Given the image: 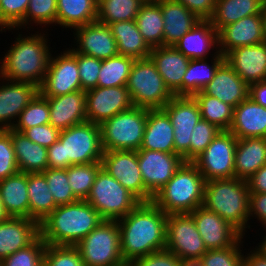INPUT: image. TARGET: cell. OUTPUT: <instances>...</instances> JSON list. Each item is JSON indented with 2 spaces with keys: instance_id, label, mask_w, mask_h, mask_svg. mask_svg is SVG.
I'll return each instance as SVG.
<instances>
[{
  "instance_id": "cell-55",
  "label": "cell",
  "mask_w": 266,
  "mask_h": 266,
  "mask_svg": "<svg viewBox=\"0 0 266 266\" xmlns=\"http://www.w3.org/2000/svg\"><path fill=\"white\" fill-rule=\"evenodd\" d=\"M127 266H181V259L164 249L132 260Z\"/></svg>"
},
{
  "instance_id": "cell-17",
  "label": "cell",
  "mask_w": 266,
  "mask_h": 266,
  "mask_svg": "<svg viewBox=\"0 0 266 266\" xmlns=\"http://www.w3.org/2000/svg\"><path fill=\"white\" fill-rule=\"evenodd\" d=\"M85 93L88 122L100 125L103 121L133 107L126 85L96 87L85 91Z\"/></svg>"
},
{
  "instance_id": "cell-56",
  "label": "cell",
  "mask_w": 266,
  "mask_h": 266,
  "mask_svg": "<svg viewBox=\"0 0 266 266\" xmlns=\"http://www.w3.org/2000/svg\"><path fill=\"white\" fill-rule=\"evenodd\" d=\"M256 219L262 227H266V193L249 194V229L252 227L251 219Z\"/></svg>"
},
{
  "instance_id": "cell-64",
  "label": "cell",
  "mask_w": 266,
  "mask_h": 266,
  "mask_svg": "<svg viewBox=\"0 0 266 266\" xmlns=\"http://www.w3.org/2000/svg\"><path fill=\"white\" fill-rule=\"evenodd\" d=\"M8 31H11L12 34H13V31H14V28H12L3 18H2V15L0 13V32H7ZM13 30V31H12Z\"/></svg>"
},
{
  "instance_id": "cell-40",
  "label": "cell",
  "mask_w": 266,
  "mask_h": 266,
  "mask_svg": "<svg viewBox=\"0 0 266 266\" xmlns=\"http://www.w3.org/2000/svg\"><path fill=\"white\" fill-rule=\"evenodd\" d=\"M193 97L199 105L203 120L214 124L221 131H229L233 120L234 108L232 106L201 91L195 93Z\"/></svg>"
},
{
  "instance_id": "cell-57",
  "label": "cell",
  "mask_w": 266,
  "mask_h": 266,
  "mask_svg": "<svg viewBox=\"0 0 266 266\" xmlns=\"http://www.w3.org/2000/svg\"><path fill=\"white\" fill-rule=\"evenodd\" d=\"M183 4L191 12L195 13L201 20H208L213 12L216 0H172Z\"/></svg>"
},
{
  "instance_id": "cell-11",
  "label": "cell",
  "mask_w": 266,
  "mask_h": 266,
  "mask_svg": "<svg viewBox=\"0 0 266 266\" xmlns=\"http://www.w3.org/2000/svg\"><path fill=\"white\" fill-rule=\"evenodd\" d=\"M237 140L230 131H220L193 161L205 182L235 177L234 157Z\"/></svg>"
},
{
  "instance_id": "cell-19",
  "label": "cell",
  "mask_w": 266,
  "mask_h": 266,
  "mask_svg": "<svg viewBox=\"0 0 266 266\" xmlns=\"http://www.w3.org/2000/svg\"><path fill=\"white\" fill-rule=\"evenodd\" d=\"M189 214L193 217L207 250L231 247L243 237L231 224L204 206L197 207Z\"/></svg>"
},
{
  "instance_id": "cell-29",
  "label": "cell",
  "mask_w": 266,
  "mask_h": 266,
  "mask_svg": "<svg viewBox=\"0 0 266 266\" xmlns=\"http://www.w3.org/2000/svg\"><path fill=\"white\" fill-rule=\"evenodd\" d=\"M142 150L175 153L174 127L163 109H147Z\"/></svg>"
},
{
  "instance_id": "cell-18",
  "label": "cell",
  "mask_w": 266,
  "mask_h": 266,
  "mask_svg": "<svg viewBox=\"0 0 266 266\" xmlns=\"http://www.w3.org/2000/svg\"><path fill=\"white\" fill-rule=\"evenodd\" d=\"M71 49L80 54L105 60L119 55L111 28L98 21L74 28Z\"/></svg>"
},
{
  "instance_id": "cell-51",
  "label": "cell",
  "mask_w": 266,
  "mask_h": 266,
  "mask_svg": "<svg viewBox=\"0 0 266 266\" xmlns=\"http://www.w3.org/2000/svg\"><path fill=\"white\" fill-rule=\"evenodd\" d=\"M221 130L214 124L201 119L190 136V162H193L212 142Z\"/></svg>"
},
{
  "instance_id": "cell-15",
  "label": "cell",
  "mask_w": 266,
  "mask_h": 266,
  "mask_svg": "<svg viewBox=\"0 0 266 266\" xmlns=\"http://www.w3.org/2000/svg\"><path fill=\"white\" fill-rule=\"evenodd\" d=\"M137 158L143 183L147 188V202H152L153 196L171 180L184 162L175 153L142 149L137 151Z\"/></svg>"
},
{
  "instance_id": "cell-28",
  "label": "cell",
  "mask_w": 266,
  "mask_h": 266,
  "mask_svg": "<svg viewBox=\"0 0 266 266\" xmlns=\"http://www.w3.org/2000/svg\"><path fill=\"white\" fill-rule=\"evenodd\" d=\"M229 131L237 139L266 138V107L248 97L234 108Z\"/></svg>"
},
{
  "instance_id": "cell-54",
  "label": "cell",
  "mask_w": 266,
  "mask_h": 266,
  "mask_svg": "<svg viewBox=\"0 0 266 266\" xmlns=\"http://www.w3.org/2000/svg\"><path fill=\"white\" fill-rule=\"evenodd\" d=\"M23 133L32 142L37 143L45 148H49L59 139L60 130L54 128L50 123L32 128L24 129Z\"/></svg>"
},
{
  "instance_id": "cell-50",
  "label": "cell",
  "mask_w": 266,
  "mask_h": 266,
  "mask_svg": "<svg viewBox=\"0 0 266 266\" xmlns=\"http://www.w3.org/2000/svg\"><path fill=\"white\" fill-rule=\"evenodd\" d=\"M77 60L81 89L87 91L97 87L102 60L74 52L66 48Z\"/></svg>"
},
{
  "instance_id": "cell-41",
  "label": "cell",
  "mask_w": 266,
  "mask_h": 266,
  "mask_svg": "<svg viewBox=\"0 0 266 266\" xmlns=\"http://www.w3.org/2000/svg\"><path fill=\"white\" fill-rule=\"evenodd\" d=\"M57 19V0H29V5L24 19L14 28L26 32L34 29L33 25L42 27L44 31L46 27L56 26ZM43 25V26H42ZM51 25V26H50ZM27 28V29H26Z\"/></svg>"
},
{
  "instance_id": "cell-21",
  "label": "cell",
  "mask_w": 266,
  "mask_h": 266,
  "mask_svg": "<svg viewBox=\"0 0 266 266\" xmlns=\"http://www.w3.org/2000/svg\"><path fill=\"white\" fill-rule=\"evenodd\" d=\"M225 60L248 85L266 80V41L233 49Z\"/></svg>"
},
{
  "instance_id": "cell-3",
  "label": "cell",
  "mask_w": 266,
  "mask_h": 266,
  "mask_svg": "<svg viewBox=\"0 0 266 266\" xmlns=\"http://www.w3.org/2000/svg\"><path fill=\"white\" fill-rule=\"evenodd\" d=\"M103 219L86 201L78 200L57 208L39 225L46 245L76 246Z\"/></svg>"
},
{
  "instance_id": "cell-48",
  "label": "cell",
  "mask_w": 266,
  "mask_h": 266,
  "mask_svg": "<svg viewBox=\"0 0 266 266\" xmlns=\"http://www.w3.org/2000/svg\"><path fill=\"white\" fill-rule=\"evenodd\" d=\"M46 243L39 235L30 245L2 260V266H42Z\"/></svg>"
},
{
  "instance_id": "cell-10",
  "label": "cell",
  "mask_w": 266,
  "mask_h": 266,
  "mask_svg": "<svg viewBox=\"0 0 266 266\" xmlns=\"http://www.w3.org/2000/svg\"><path fill=\"white\" fill-rule=\"evenodd\" d=\"M76 247L85 266H127L121 254L117 221L103 220Z\"/></svg>"
},
{
  "instance_id": "cell-32",
  "label": "cell",
  "mask_w": 266,
  "mask_h": 266,
  "mask_svg": "<svg viewBox=\"0 0 266 266\" xmlns=\"http://www.w3.org/2000/svg\"><path fill=\"white\" fill-rule=\"evenodd\" d=\"M0 194L10 217L29 218L28 173L18 171L1 180Z\"/></svg>"
},
{
  "instance_id": "cell-22",
  "label": "cell",
  "mask_w": 266,
  "mask_h": 266,
  "mask_svg": "<svg viewBox=\"0 0 266 266\" xmlns=\"http://www.w3.org/2000/svg\"><path fill=\"white\" fill-rule=\"evenodd\" d=\"M218 40L219 51L224 56L238 47L265 42L261 14L246 16L221 28Z\"/></svg>"
},
{
  "instance_id": "cell-42",
  "label": "cell",
  "mask_w": 266,
  "mask_h": 266,
  "mask_svg": "<svg viewBox=\"0 0 266 266\" xmlns=\"http://www.w3.org/2000/svg\"><path fill=\"white\" fill-rule=\"evenodd\" d=\"M144 3L141 0H98L97 21L110 25L135 20Z\"/></svg>"
},
{
  "instance_id": "cell-45",
  "label": "cell",
  "mask_w": 266,
  "mask_h": 266,
  "mask_svg": "<svg viewBox=\"0 0 266 266\" xmlns=\"http://www.w3.org/2000/svg\"><path fill=\"white\" fill-rule=\"evenodd\" d=\"M43 124H49V105L48 100L38 93L21 111L11 129L22 132L24 129Z\"/></svg>"
},
{
  "instance_id": "cell-13",
  "label": "cell",
  "mask_w": 266,
  "mask_h": 266,
  "mask_svg": "<svg viewBox=\"0 0 266 266\" xmlns=\"http://www.w3.org/2000/svg\"><path fill=\"white\" fill-rule=\"evenodd\" d=\"M174 127L175 154L184 162H190V136L202 119L199 105L193 96H173L162 108Z\"/></svg>"
},
{
  "instance_id": "cell-14",
  "label": "cell",
  "mask_w": 266,
  "mask_h": 266,
  "mask_svg": "<svg viewBox=\"0 0 266 266\" xmlns=\"http://www.w3.org/2000/svg\"><path fill=\"white\" fill-rule=\"evenodd\" d=\"M80 90L82 89L76 58L67 49L55 55L51 53L39 93L44 97H56Z\"/></svg>"
},
{
  "instance_id": "cell-27",
  "label": "cell",
  "mask_w": 266,
  "mask_h": 266,
  "mask_svg": "<svg viewBox=\"0 0 266 266\" xmlns=\"http://www.w3.org/2000/svg\"><path fill=\"white\" fill-rule=\"evenodd\" d=\"M39 235V224L30 218L10 217L0 223V260L27 247Z\"/></svg>"
},
{
  "instance_id": "cell-61",
  "label": "cell",
  "mask_w": 266,
  "mask_h": 266,
  "mask_svg": "<svg viewBox=\"0 0 266 266\" xmlns=\"http://www.w3.org/2000/svg\"><path fill=\"white\" fill-rule=\"evenodd\" d=\"M266 232V227H264V229ZM264 237V238H263ZM262 240H260V242L255 246V250L257 252H259L262 256L266 257V233L264 236H262L261 238Z\"/></svg>"
},
{
  "instance_id": "cell-20",
  "label": "cell",
  "mask_w": 266,
  "mask_h": 266,
  "mask_svg": "<svg viewBox=\"0 0 266 266\" xmlns=\"http://www.w3.org/2000/svg\"><path fill=\"white\" fill-rule=\"evenodd\" d=\"M38 93L39 87L35 84L0 76V129H11L21 111Z\"/></svg>"
},
{
  "instance_id": "cell-6",
  "label": "cell",
  "mask_w": 266,
  "mask_h": 266,
  "mask_svg": "<svg viewBox=\"0 0 266 266\" xmlns=\"http://www.w3.org/2000/svg\"><path fill=\"white\" fill-rule=\"evenodd\" d=\"M205 179L193 162H183L171 180L153 196L165 214L191 213L203 206Z\"/></svg>"
},
{
  "instance_id": "cell-8",
  "label": "cell",
  "mask_w": 266,
  "mask_h": 266,
  "mask_svg": "<svg viewBox=\"0 0 266 266\" xmlns=\"http://www.w3.org/2000/svg\"><path fill=\"white\" fill-rule=\"evenodd\" d=\"M126 87L134 107L162 109L174 96L150 57L135 60Z\"/></svg>"
},
{
  "instance_id": "cell-38",
  "label": "cell",
  "mask_w": 266,
  "mask_h": 266,
  "mask_svg": "<svg viewBox=\"0 0 266 266\" xmlns=\"http://www.w3.org/2000/svg\"><path fill=\"white\" fill-rule=\"evenodd\" d=\"M224 61V55L213 56L212 59H191L182 80V96H193L202 91Z\"/></svg>"
},
{
  "instance_id": "cell-62",
  "label": "cell",
  "mask_w": 266,
  "mask_h": 266,
  "mask_svg": "<svg viewBox=\"0 0 266 266\" xmlns=\"http://www.w3.org/2000/svg\"><path fill=\"white\" fill-rule=\"evenodd\" d=\"M181 266H203L200 259H181Z\"/></svg>"
},
{
  "instance_id": "cell-49",
  "label": "cell",
  "mask_w": 266,
  "mask_h": 266,
  "mask_svg": "<svg viewBox=\"0 0 266 266\" xmlns=\"http://www.w3.org/2000/svg\"><path fill=\"white\" fill-rule=\"evenodd\" d=\"M44 266H85L76 246L46 245Z\"/></svg>"
},
{
  "instance_id": "cell-52",
  "label": "cell",
  "mask_w": 266,
  "mask_h": 266,
  "mask_svg": "<svg viewBox=\"0 0 266 266\" xmlns=\"http://www.w3.org/2000/svg\"><path fill=\"white\" fill-rule=\"evenodd\" d=\"M18 171L10 129H0V181Z\"/></svg>"
},
{
  "instance_id": "cell-39",
  "label": "cell",
  "mask_w": 266,
  "mask_h": 266,
  "mask_svg": "<svg viewBox=\"0 0 266 266\" xmlns=\"http://www.w3.org/2000/svg\"><path fill=\"white\" fill-rule=\"evenodd\" d=\"M135 22L145 42L151 49L163 46L164 21L161 7L158 3L143 4L135 18Z\"/></svg>"
},
{
  "instance_id": "cell-63",
  "label": "cell",
  "mask_w": 266,
  "mask_h": 266,
  "mask_svg": "<svg viewBox=\"0 0 266 266\" xmlns=\"http://www.w3.org/2000/svg\"><path fill=\"white\" fill-rule=\"evenodd\" d=\"M10 218V215L5 210V207L3 206L2 197L0 194V223L7 221Z\"/></svg>"
},
{
  "instance_id": "cell-2",
  "label": "cell",
  "mask_w": 266,
  "mask_h": 266,
  "mask_svg": "<svg viewBox=\"0 0 266 266\" xmlns=\"http://www.w3.org/2000/svg\"><path fill=\"white\" fill-rule=\"evenodd\" d=\"M47 30L49 29L41 32L38 29L35 33H26L27 36L22 34V30L17 32L9 50L0 57V76L40 87L46 76L51 53L54 52L50 47L51 42H48L51 39L49 35L52 34H48Z\"/></svg>"
},
{
  "instance_id": "cell-43",
  "label": "cell",
  "mask_w": 266,
  "mask_h": 266,
  "mask_svg": "<svg viewBox=\"0 0 266 266\" xmlns=\"http://www.w3.org/2000/svg\"><path fill=\"white\" fill-rule=\"evenodd\" d=\"M134 62L133 58L122 55L102 60L97 87L125 86Z\"/></svg>"
},
{
  "instance_id": "cell-36",
  "label": "cell",
  "mask_w": 266,
  "mask_h": 266,
  "mask_svg": "<svg viewBox=\"0 0 266 266\" xmlns=\"http://www.w3.org/2000/svg\"><path fill=\"white\" fill-rule=\"evenodd\" d=\"M265 0H216L214 12L208 19L219 31L226 25L255 14H261Z\"/></svg>"
},
{
  "instance_id": "cell-23",
  "label": "cell",
  "mask_w": 266,
  "mask_h": 266,
  "mask_svg": "<svg viewBox=\"0 0 266 266\" xmlns=\"http://www.w3.org/2000/svg\"><path fill=\"white\" fill-rule=\"evenodd\" d=\"M174 47L190 60L222 55L219 51L218 31L209 20L198 22L174 44Z\"/></svg>"
},
{
  "instance_id": "cell-35",
  "label": "cell",
  "mask_w": 266,
  "mask_h": 266,
  "mask_svg": "<svg viewBox=\"0 0 266 266\" xmlns=\"http://www.w3.org/2000/svg\"><path fill=\"white\" fill-rule=\"evenodd\" d=\"M98 0H57L56 26L71 31L97 21Z\"/></svg>"
},
{
  "instance_id": "cell-65",
  "label": "cell",
  "mask_w": 266,
  "mask_h": 266,
  "mask_svg": "<svg viewBox=\"0 0 266 266\" xmlns=\"http://www.w3.org/2000/svg\"><path fill=\"white\" fill-rule=\"evenodd\" d=\"M261 17H262V22H263L264 38L266 41V0L263 4L262 10H261Z\"/></svg>"
},
{
  "instance_id": "cell-66",
  "label": "cell",
  "mask_w": 266,
  "mask_h": 266,
  "mask_svg": "<svg viewBox=\"0 0 266 266\" xmlns=\"http://www.w3.org/2000/svg\"><path fill=\"white\" fill-rule=\"evenodd\" d=\"M144 4H147V3H159L160 1L162 0H141Z\"/></svg>"
},
{
  "instance_id": "cell-37",
  "label": "cell",
  "mask_w": 266,
  "mask_h": 266,
  "mask_svg": "<svg viewBox=\"0 0 266 266\" xmlns=\"http://www.w3.org/2000/svg\"><path fill=\"white\" fill-rule=\"evenodd\" d=\"M29 218L39 225L57 208L42 172L28 173Z\"/></svg>"
},
{
  "instance_id": "cell-34",
  "label": "cell",
  "mask_w": 266,
  "mask_h": 266,
  "mask_svg": "<svg viewBox=\"0 0 266 266\" xmlns=\"http://www.w3.org/2000/svg\"><path fill=\"white\" fill-rule=\"evenodd\" d=\"M117 43L118 53L134 60L150 56L151 48L141 35L135 20L119 21L109 25Z\"/></svg>"
},
{
  "instance_id": "cell-59",
  "label": "cell",
  "mask_w": 266,
  "mask_h": 266,
  "mask_svg": "<svg viewBox=\"0 0 266 266\" xmlns=\"http://www.w3.org/2000/svg\"><path fill=\"white\" fill-rule=\"evenodd\" d=\"M249 97L259 105L266 107V80L250 84Z\"/></svg>"
},
{
  "instance_id": "cell-16",
  "label": "cell",
  "mask_w": 266,
  "mask_h": 266,
  "mask_svg": "<svg viewBox=\"0 0 266 266\" xmlns=\"http://www.w3.org/2000/svg\"><path fill=\"white\" fill-rule=\"evenodd\" d=\"M102 168L141 202H147V188L138 165L137 151H104Z\"/></svg>"
},
{
  "instance_id": "cell-44",
  "label": "cell",
  "mask_w": 266,
  "mask_h": 266,
  "mask_svg": "<svg viewBox=\"0 0 266 266\" xmlns=\"http://www.w3.org/2000/svg\"><path fill=\"white\" fill-rule=\"evenodd\" d=\"M102 162L71 165L67 168L70 188L78 200H86L94 184Z\"/></svg>"
},
{
  "instance_id": "cell-7",
  "label": "cell",
  "mask_w": 266,
  "mask_h": 266,
  "mask_svg": "<svg viewBox=\"0 0 266 266\" xmlns=\"http://www.w3.org/2000/svg\"><path fill=\"white\" fill-rule=\"evenodd\" d=\"M147 108L132 107L100 124L103 151H138L143 142Z\"/></svg>"
},
{
  "instance_id": "cell-1",
  "label": "cell",
  "mask_w": 266,
  "mask_h": 266,
  "mask_svg": "<svg viewBox=\"0 0 266 266\" xmlns=\"http://www.w3.org/2000/svg\"><path fill=\"white\" fill-rule=\"evenodd\" d=\"M165 214L153 202H141L117 220L121 254L125 264L166 248Z\"/></svg>"
},
{
  "instance_id": "cell-31",
  "label": "cell",
  "mask_w": 266,
  "mask_h": 266,
  "mask_svg": "<svg viewBox=\"0 0 266 266\" xmlns=\"http://www.w3.org/2000/svg\"><path fill=\"white\" fill-rule=\"evenodd\" d=\"M266 164V138L238 139L235 149V178L247 180Z\"/></svg>"
},
{
  "instance_id": "cell-5",
  "label": "cell",
  "mask_w": 266,
  "mask_h": 266,
  "mask_svg": "<svg viewBox=\"0 0 266 266\" xmlns=\"http://www.w3.org/2000/svg\"><path fill=\"white\" fill-rule=\"evenodd\" d=\"M249 194L246 180L235 177L210 180L204 185L203 206L245 236L249 229Z\"/></svg>"
},
{
  "instance_id": "cell-26",
  "label": "cell",
  "mask_w": 266,
  "mask_h": 266,
  "mask_svg": "<svg viewBox=\"0 0 266 266\" xmlns=\"http://www.w3.org/2000/svg\"><path fill=\"white\" fill-rule=\"evenodd\" d=\"M149 57L169 90L175 96H182V80L190 59L174 46L152 48Z\"/></svg>"
},
{
  "instance_id": "cell-33",
  "label": "cell",
  "mask_w": 266,
  "mask_h": 266,
  "mask_svg": "<svg viewBox=\"0 0 266 266\" xmlns=\"http://www.w3.org/2000/svg\"><path fill=\"white\" fill-rule=\"evenodd\" d=\"M10 135L19 171L37 173L48 168L47 148L13 129H10Z\"/></svg>"
},
{
  "instance_id": "cell-30",
  "label": "cell",
  "mask_w": 266,
  "mask_h": 266,
  "mask_svg": "<svg viewBox=\"0 0 266 266\" xmlns=\"http://www.w3.org/2000/svg\"><path fill=\"white\" fill-rule=\"evenodd\" d=\"M164 21L163 46H174L181 37L190 31L201 19L183 4L172 0H162L158 3Z\"/></svg>"
},
{
  "instance_id": "cell-58",
  "label": "cell",
  "mask_w": 266,
  "mask_h": 266,
  "mask_svg": "<svg viewBox=\"0 0 266 266\" xmlns=\"http://www.w3.org/2000/svg\"><path fill=\"white\" fill-rule=\"evenodd\" d=\"M246 181L250 194L266 193V164Z\"/></svg>"
},
{
  "instance_id": "cell-24",
  "label": "cell",
  "mask_w": 266,
  "mask_h": 266,
  "mask_svg": "<svg viewBox=\"0 0 266 266\" xmlns=\"http://www.w3.org/2000/svg\"><path fill=\"white\" fill-rule=\"evenodd\" d=\"M45 98L49 105V123L54 128L61 131L87 121L85 91Z\"/></svg>"
},
{
  "instance_id": "cell-53",
  "label": "cell",
  "mask_w": 266,
  "mask_h": 266,
  "mask_svg": "<svg viewBox=\"0 0 266 266\" xmlns=\"http://www.w3.org/2000/svg\"><path fill=\"white\" fill-rule=\"evenodd\" d=\"M29 0H1L0 13L2 18L15 28L25 17Z\"/></svg>"
},
{
  "instance_id": "cell-47",
  "label": "cell",
  "mask_w": 266,
  "mask_h": 266,
  "mask_svg": "<svg viewBox=\"0 0 266 266\" xmlns=\"http://www.w3.org/2000/svg\"><path fill=\"white\" fill-rule=\"evenodd\" d=\"M243 239V240H242ZM244 236L233 246L208 250L201 258L203 266H243ZM244 251V252H243ZM243 252V253H242Z\"/></svg>"
},
{
  "instance_id": "cell-60",
  "label": "cell",
  "mask_w": 266,
  "mask_h": 266,
  "mask_svg": "<svg viewBox=\"0 0 266 266\" xmlns=\"http://www.w3.org/2000/svg\"><path fill=\"white\" fill-rule=\"evenodd\" d=\"M252 247L243 255V266H266V257L257 252L254 246Z\"/></svg>"
},
{
  "instance_id": "cell-12",
  "label": "cell",
  "mask_w": 266,
  "mask_h": 266,
  "mask_svg": "<svg viewBox=\"0 0 266 266\" xmlns=\"http://www.w3.org/2000/svg\"><path fill=\"white\" fill-rule=\"evenodd\" d=\"M165 249L180 259H200L208 251L189 213L167 215Z\"/></svg>"
},
{
  "instance_id": "cell-25",
  "label": "cell",
  "mask_w": 266,
  "mask_h": 266,
  "mask_svg": "<svg viewBox=\"0 0 266 266\" xmlns=\"http://www.w3.org/2000/svg\"><path fill=\"white\" fill-rule=\"evenodd\" d=\"M201 92L235 108L249 97V85L225 60L217 68L214 78Z\"/></svg>"
},
{
  "instance_id": "cell-4",
  "label": "cell",
  "mask_w": 266,
  "mask_h": 266,
  "mask_svg": "<svg viewBox=\"0 0 266 266\" xmlns=\"http://www.w3.org/2000/svg\"><path fill=\"white\" fill-rule=\"evenodd\" d=\"M103 152L100 125L86 121L60 131L59 139L47 149L48 168L101 162Z\"/></svg>"
},
{
  "instance_id": "cell-46",
  "label": "cell",
  "mask_w": 266,
  "mask_h": 266,
  "mask_svg": "<svg viewBox=\"0 0 266 266\" xmlns=\"http://www.w3.org/2000/svg\"><path fill=\"white\" fill-rule=\"evenodd\" d=\"M47 180L48 188L52 193L57 206L71 204L78 199L74 196L67 176V169H50L47 168L42 172Z\"/></svg>"
},
{
  "instance_id": "cell-9",
  "label": "cell",
  "mask_w": 266,
  "mask_h": 266,
  "mask_svg": "<svg viewBox=\"0 0 266 266\" xmlns=\"http://www.w3.org/2000/svg\"><path fill=\"white\" fill-rule=\"evenodd\" d=\"M86 201L103 220L117 221L128 215L141 201L124 188L104 168L97 173Z\"/></svg>"
}]
</instances>
